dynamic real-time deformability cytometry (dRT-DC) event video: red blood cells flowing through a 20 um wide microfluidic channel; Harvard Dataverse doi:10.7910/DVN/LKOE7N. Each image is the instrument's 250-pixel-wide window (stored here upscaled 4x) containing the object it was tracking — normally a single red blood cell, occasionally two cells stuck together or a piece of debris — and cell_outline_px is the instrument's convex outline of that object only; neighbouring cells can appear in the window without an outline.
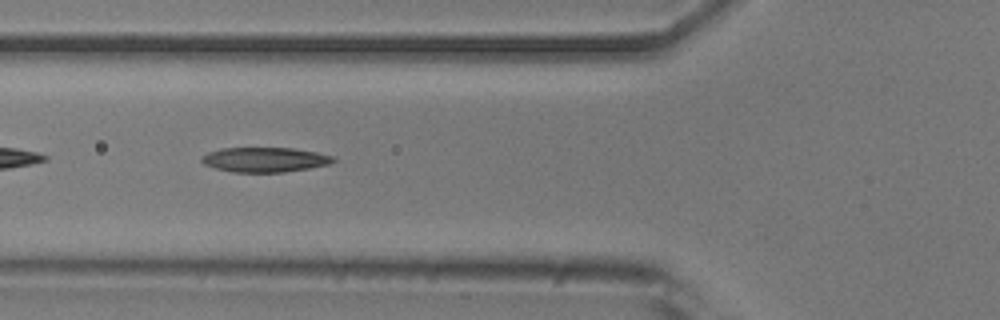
{"species": "common noctule bat (a hibernating species)", "species_latin": "Nyctalus noctula", "temperature_condition": "room temperature", "stored_images_in_passage": 37, "camera_frame_rate_fps": 3000, "um_per_image_px": 0.085, "animal": {"sex": "male", "body_mass_g": 20.5, "forearm_length_mm": 52.5}, "frame": {"image": 1, "passage_image": 6, "time_ms": 1.667, "image_size_px": [1000, 320], "cell_outline_px": [[336, 160], [328, 164], [308, 168], [284, 172], [232, 172], [216, 168], [204, 164], [200, 160], [200, 156], [208, 152], [220, 148], [292, 148], [316, 152], [332, 156]], "centroid_in_image_um": [22.45, 13.57], "position_along_channel_um": 103.3, "area_um2": 18.9}}
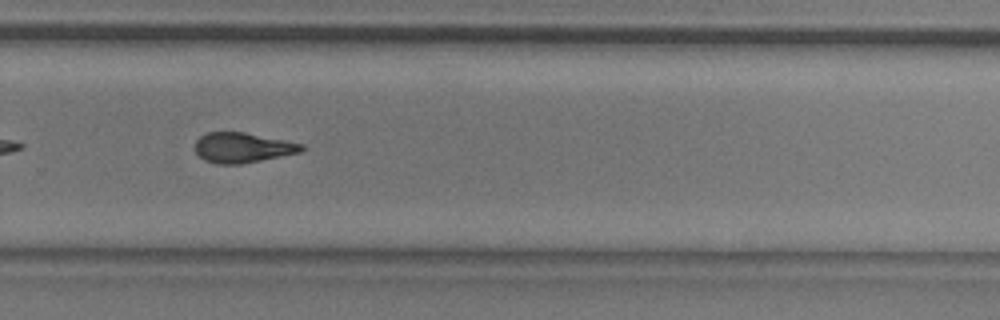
{"frame": {"image": 2, "passage_image": 22, "time_ms": 7.0, "image_size_px": [1000, 320], "cell_outline_px": [[304, 148], [300, 152], [240, 164], [216, 164], [204, 160], [196, 152], [196, 140], [200, 136], [208, 132], [244, 132], [304, 144]], "centroid_in_image_um": [20.59, 12.54], "position_along_channel_um": 309.2, "area_um2": 18.44}, "authors_computed_cell_mechanics": {"area_um2": 18.9584, "velocity_mm_per_s": 3.8621, "shape_relaxation_time_tau1_ms": 5.2987, "shape_relaxation_time_tau2_ms": 3.1415, "deformation_change_tau1": 0.1786, "deformation_change_tau2": 0.1235}}